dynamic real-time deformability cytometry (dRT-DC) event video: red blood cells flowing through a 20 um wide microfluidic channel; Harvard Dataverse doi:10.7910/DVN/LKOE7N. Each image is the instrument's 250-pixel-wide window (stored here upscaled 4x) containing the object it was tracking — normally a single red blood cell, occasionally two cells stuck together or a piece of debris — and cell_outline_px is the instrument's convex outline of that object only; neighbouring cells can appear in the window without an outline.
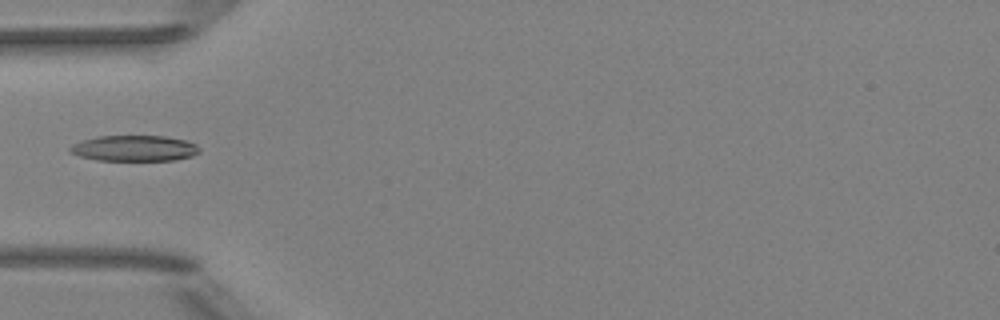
{"species": "Egyptian fruit bat (a non-hibernating species)", "species_latin": "Rousettus aegyptiacus", "temperature_condition": "room temperature", "stored_images_in_passage": 6, "camera_frame_rate_fps": 3000, "um_per_image_px": 0.085, "animal": {"sex": "female"}, "frame": {"image": 1, "passage_image": 6, "time_ms": 5.667, "image_size_px": [1000, 320], "cell_outline_px": [[200, 152], [192, 156], [172, 160], [96, 160], [80, 156], [68, 152], [68, 148], [72, 144], [84, 140], [100, 136], [164, 136], [184, 140], [196, 144], [200, 148]], "centroid_in_image_um": [11.41, 12.6], "position_along_channel_um": 73.6, "area_um2": 19.36}}